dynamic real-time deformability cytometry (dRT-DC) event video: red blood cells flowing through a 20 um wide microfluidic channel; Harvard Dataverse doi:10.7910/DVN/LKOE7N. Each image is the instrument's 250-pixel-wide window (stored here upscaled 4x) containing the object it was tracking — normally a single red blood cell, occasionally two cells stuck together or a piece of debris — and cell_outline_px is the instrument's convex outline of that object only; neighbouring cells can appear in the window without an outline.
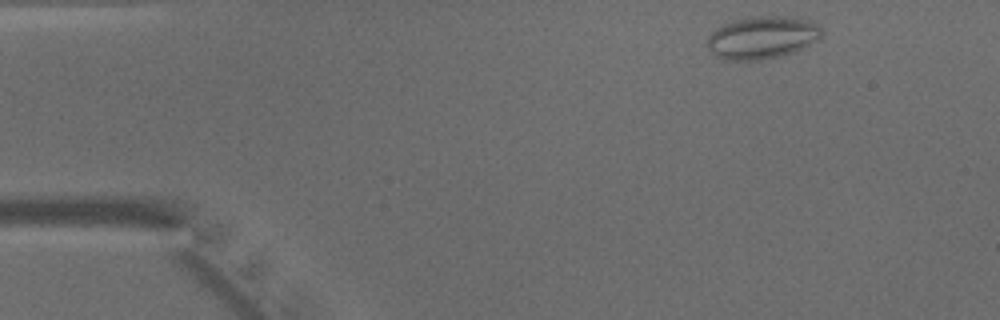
{"species": "common noctule bat (a hibernating species)", "species_latin": "Nyctalus noctula", "temperature_condition": "warm", "stored_images_in_passage": 44, "camera_frame_rate_fps": 3000, "um_per_image_px": 0.085, "animal": {"sex": "male", "body_mass_g": 15.6}, "frame": {"image": 1, "passage_image": 2, "time_ms": 0.333, "image_size_px": [1000, 320], "cell_outline_px": [[824, 32], [816, 40], [796, 52], [780, 56], [760, 60], [728, 60], [716, 56], [708, 48], [708, 36], [716, 28], [732, 20], [756, 16], [792, 16], [812, 20]], "centroid_in_image_um": [64.81, 3.18], "position_along_channel_um": 20.2, "area_um2": 28.5}}
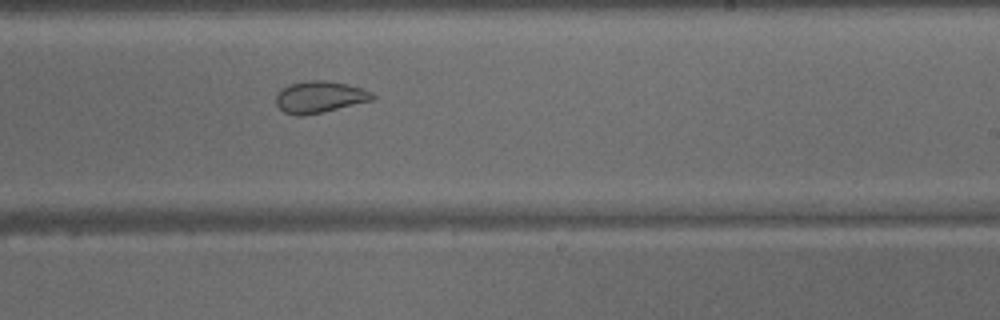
{"frame": {"image": 2, "passage_image": 25, "time_ms": 8.0, "image_size_px": [1000, 320], "cell_outline_px": [[376, 96], [372, 100], [324, 112], [304, 116], [296, 116], [284, 112], [276, 104], [276, 96], [284, 88], [292, 84], [308, 80], [328, 80], [364, 88], [372, 92]], "centroid_in_image_um": [27.2, 8.25], "position_along_channel_um": 261.8, "area_um2": 17.8}}
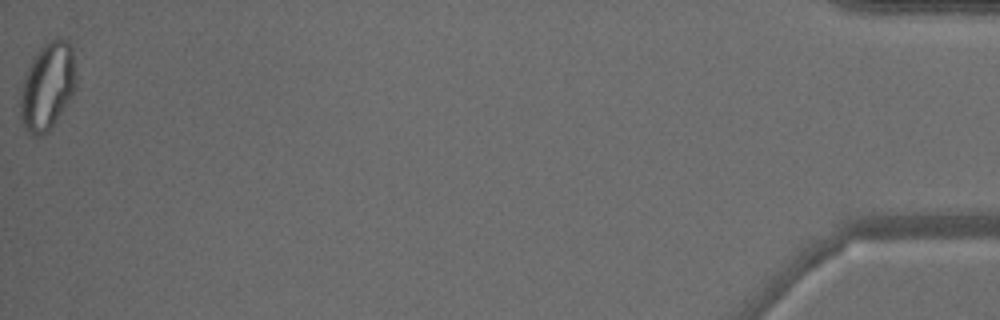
{"frame": {"image": 3, "passage_image": 44, "time_ms": 14.333, "image_size_px": [1000, 320], "cell_outline_px": [[76, 84], [72, 96], [52, 128], [48, 132], [40, 136], [28, 136], [20, 120], [20, 92], [24, 76], [36, 52], [48, 40], [56, 36], [60, 36], [68, 40], [72, 48], [76, 76]], "centroid_in_image_um": [4.03, 7.35], "position_along_channel_um": 431.2, "area_um2": 29.02}}